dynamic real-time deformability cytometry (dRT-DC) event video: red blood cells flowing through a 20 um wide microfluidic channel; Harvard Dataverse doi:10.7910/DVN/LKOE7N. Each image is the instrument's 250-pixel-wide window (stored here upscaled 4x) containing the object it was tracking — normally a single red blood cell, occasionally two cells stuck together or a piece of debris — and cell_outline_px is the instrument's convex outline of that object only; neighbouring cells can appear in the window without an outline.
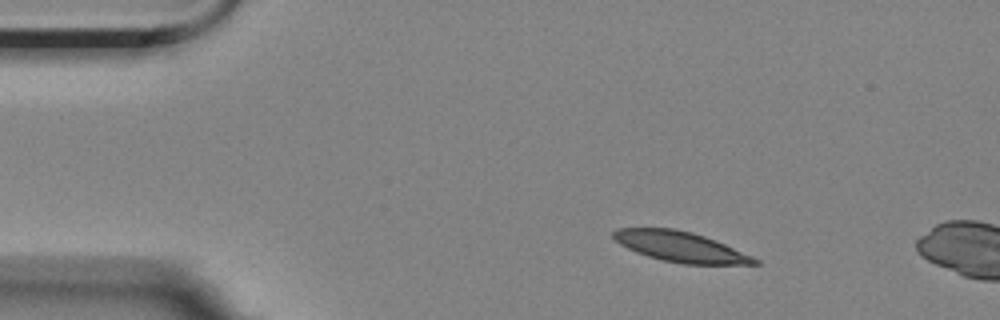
{"species": "Egyptian fruit bat (a non-hibernating species)", "species_latin": "Rousettus aegyptiacus", "temperature_condition": "room temperature", "stored_images_in_passage": 3, "camera_frame_rate_fps": 3000, "um_per_image_px": 0.085, "animal": {"sex": "female"}, "frame": {"image": 1, "passage_image": 2, "time_ms": 1.0, "image_size_px": [1000, 320], "cell_outline_px": [[760, 264], [684, 264], [664, 260], [648, 256], [636, 252], [612, 240], [612, 232], [616, 228], [672, 228], [692, 232], [704, 236], [724, 244], [752, 256], [760, 260]], "centroid_in_image_um": [57.8, 20.96], "position_along_channel_um": 27.2, "area_um2": 24.74}}